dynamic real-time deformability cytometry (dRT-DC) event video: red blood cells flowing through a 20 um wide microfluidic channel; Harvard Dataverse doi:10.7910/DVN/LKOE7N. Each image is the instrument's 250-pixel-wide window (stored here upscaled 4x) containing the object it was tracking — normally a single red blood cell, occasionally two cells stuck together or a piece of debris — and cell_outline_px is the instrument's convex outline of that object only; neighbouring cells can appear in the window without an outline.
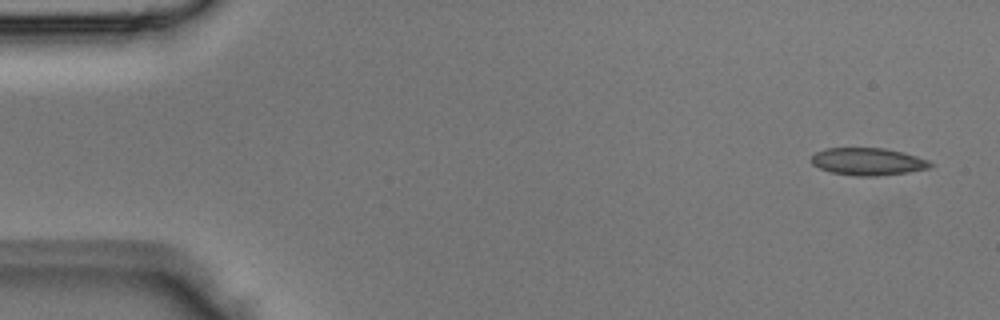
{"species": "Egyptian fruit bat (a non-hibernating species)", "species_latin": "Rousettus aegyptiacus", "temperature_condition": "room temperature", "stored_images_in_passage": 4, "camera_frame_rate_fps": 3000, "um_per_image_px": 0.085, "animal": {"sex": "male"}, "frame": {"image": 1, "passage_image": 1, "time_ms": 0.0, "image_size_px": [1000, 320], "cell_outline_px": [[932, 164], [928, 168], [908, 172], [876, 176], [856, 176], [832, 172], [820, 168], [812, 164], [812, 156], [816, 152], [824, 148], [884, 148], [916, 156], [928, 160]], "centroid_in_image_um": [73.74, 13.73], "position_along_channel_um": 11.3, "area_um2": 18.73}}
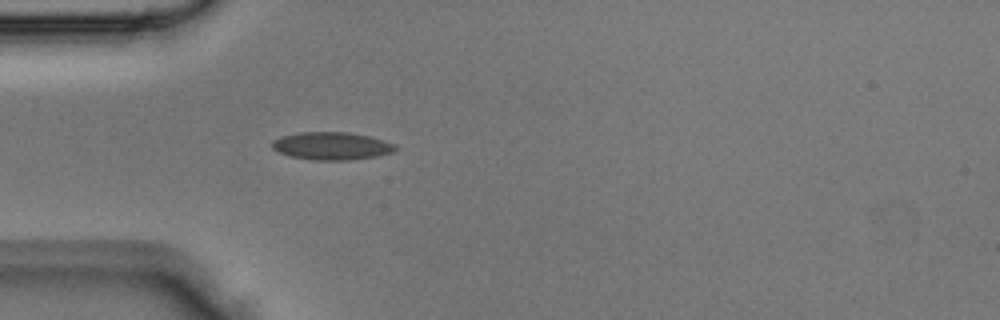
{"frame": {"image": 2, "passage_image": 4, "time_ms": 1.0, "image_size_px": [1000, 320], "cell_outline_px": [[400, 148], [392, 152], [376, 156], [348, 160], [312, 160], [292, 156], [280, 152], [272, 148], [272, 140], [280, 136], [300, 132], [348, 132], [368, 136], [396, 144]], "centroid_in_image_um": [28.2, 12.4], "position_along_channel_um": 56.8, "area_um2": 19.88}}